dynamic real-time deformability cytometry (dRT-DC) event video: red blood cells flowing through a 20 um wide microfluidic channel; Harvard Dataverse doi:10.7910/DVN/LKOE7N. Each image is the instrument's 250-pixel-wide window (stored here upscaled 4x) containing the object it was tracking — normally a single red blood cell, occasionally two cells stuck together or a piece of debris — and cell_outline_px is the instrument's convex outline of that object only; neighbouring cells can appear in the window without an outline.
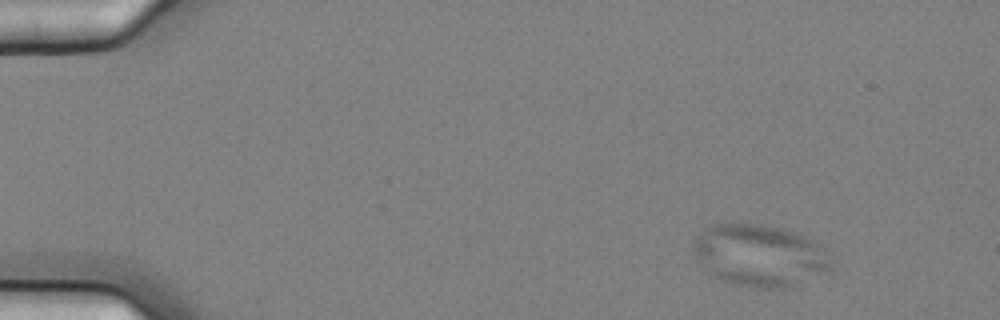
{"species": "common noctule bat (a hibernating species)", "species_latin": "Nyctalus noctula", "temperature_condition": "cold", "stored_images_in_passage": 4, "camera_frame_rate_fps": 3000, "um_per_image_px": 0.085, "animal": {"sex": "female", "body_mass_g": 25.1}, "frame": {"image": 1, "passage_image": 1, "time_ms": 0.0, "image_size_px": [1000, 320], "cell_outline_px": [[832, 268], [828, 272], [788, 288], [752, 288], [720, 280], [712, 276], [692, 252], [692, 244], [700, 232], [716, 224], [756, 224], [780, 228], [804, 236], [812, 240], [816, 244], [832, 264]], "centroid_in_image_um": [64.53, 21.74], "position_along_channel_um": 20.5, "area_um2": 49.13}}
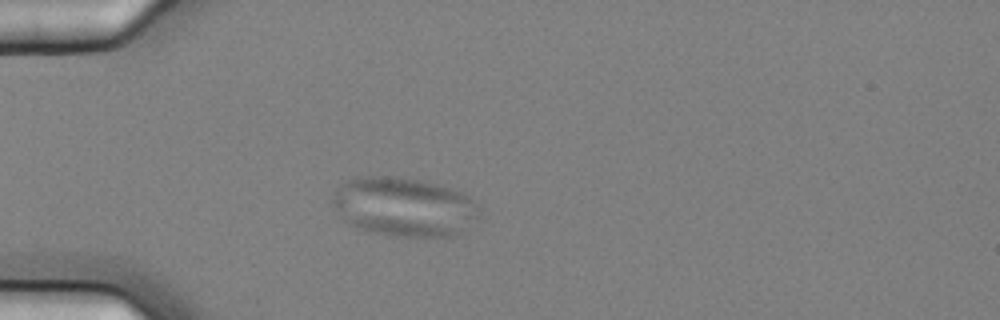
{"frame": {"image": 2, "passage_image": 4, "time_ms": 1.0, "image_size_px": [1000, 320], "cell_outline_px": [[480, 216], [460, 232], [452, 236], [388, 236], [368, 232], [344, 220], [328, 200], [340, 184], [348, 180], [368, 176], [392, 176], [420, 180], [436, 184], [460, 192], [468, 196], [480, 208]], "centroid_in_image_um": [34.3, 17.58], "position_along_channel_um": 50.7, "area_um2": 50.52}}